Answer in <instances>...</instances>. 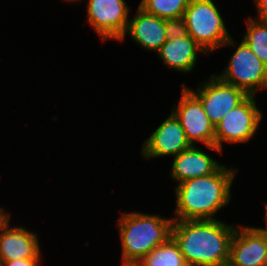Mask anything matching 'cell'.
<instances>
[{"instance_id": "cell-17", "label": "cell", "mask_w": 267, "mask_h": 266, "mask_svg": "<svg viewBox=\"0 0 267 266\" xmlns=\"http://www.w3.org/2000/svg\"><path fill=\"white\" fill-rule=\"evenodd\" d=\"M190 0H141L145 12L179 25Z\"/></svg>"}, {"instance_id": "cell-10", "label": "cell", "mask_w": 267, "mask_h": 266, "mask_svg": "<svg viewBox=\"0 0 267 266\" xmlns=\"http://www.w3.org/2000/svg\"><path fill=\"white\" fill-rule=\"evenodd\" d=\"M236 227L227 266H267V234L260 228Z\"/></svg>"}, {"instance_id": "cell-3", "label": "cell", "mask_w": 267, "mask_h": 266, "mask_svg": "<svg viewBox=\"0 0 267 266\" xmlns=\"http://www.w3.org/2000/svg\"><path fill=\"white\" fill-rule=\"evenodd\" d=\"M122 264H137L152 249L171 237L173 219L139 212L123 213L118 219Z\"/></svg>"}, {"instance_id": "cell-11", "label": "cell", "mask_w": 267, "mask_h": 266, "mask_svg": "<svg viewBox=\"0 0 267 266\" xmlns=\"http://www.w3.org/2000/svg\"><path fill=\"white\" fill-rule=\"evenodd\" d=\"M191 146L179 120L171 112L170 116L145 140L142 154L148 159L165 155L175 157Z\"/></svg>"}, {"instance_id": "cell-16", "label": "cell", "mask_w": 267, "mask_h": 266, "mask_svg": "<svg viewBox=\"0 0 267 266\" xmlns=\"http://www.w3.org/2000/svg\"><path fill=\"white\" fill-rule=\"evenodd\" d=\"M137 266H188L175 240L170 237L164 244L152 249Z\"/></svg>"}, {"instance_id": "cell-2", "label": "cell", "mask_w": 267, "mask_h": 266, "mask_svg": "<svg viewBox=\"0 0 267 266\" xmlns=\"http://www.w3.org/2000/svg\"><path fill=\"white\" fill-rule=\"evenodd\" d=\"M236 171L221 165L214 173L186 180L175 188L177 203L173 220H213L215 212L230 202Z\"/></svg>"}, {"instance_id": "cell-21", "label": "cell", "mask_w": 267, "mask_h": 266, "mask_svg": "<svg viewBox=\"0 0 267 266\" xmlns=\"http://www.w3.org/2000/svg\"><path fill=\"white\" fill-rule=\"evenodd\" d=\"M9 214L8 212L5 213V210L0 207V225L8 218Z\"/></svg>"}, {"instance_id": "cell-15", "label": "cell", "mask_w": 267, "mask_h": 266, "mask_svg": "<svg viewBox=\"0 0 267 266\" xmlns=\"http://www.w3.org/2000/svg\"><path fill=\"white\" fill-rule=\"evenodd\" d=\"M220 166L214 158L192 145L174 157L171 177L182 183L189 179L210 175Z\"/></svg>"}, {"instance_id": "cell-12", "label": "cell", "mask_w": 267, "mask_h": 266, "mask_svg": "<svg viewBox=\"0 0 267 266\" xmlns=\"http://www.w3.org/2000/svg\"><path fill=\"white\" fill-rule=\"evenodd\" d=\"M175 27L172 22L147 13L138 6L136 16L128 21L126 33L144 49L158 52Z\"/></svg>"}, {"instance_id": "cell-24", "label": "cell", "mask_w": 267, "mask_h": 266, "mask_svg": "<svg viewBox=\"0 0 267 266\" xmlns=\"http://www.w3.org/2000/svg\"><path fill=\"white\" fill-rule=\"evenodd\" d=\"M0 266H3V260L0 258Z\"/></svg>"}, {"instance_id": "cell-14", "label": "cell", "mask_w": 267, "mask_h": 266, "mask_svg": "<svg viewBox=\"0 0 267 266\" xmlns=\"http://www.w3.org/2000/svg\"><path fill=\"white\" fill-rule=\"evenodd\" d=\"M10 216L0 225V258L3 261L40 258L37 234L24 227H10Z\"/></svg>"}, {"instance_id": "cell-13", "label": "cell", "mask_w": 267, "mask_h": 266, "mask_svg": "<svg viewBox=\"0 0 267 266\" xmlns=\"http://www.w3.org/2000/svg\"><path fill=\"white\" fill-rule=\"evenodd\" d=\"M200 51L206 54L191 36L176 26L159 49L158 55L169 68L188 73L195 67L197 53Z\"/></svg>"}, {"instance_id": "cell-9", "label": "cell", "mask_w": 267, "mask_h": 266, "mask_svg": "<svg viewBox=\"0 0 267 266\" xmlns=\"http://www.w3.org/2000/svg\"><path fill=\"white\" fill-rule=\"evenodd\" d=\"M87 19L99 36L123 40L128 26L129 8L125 0H89Z\"/></svg>"}, {"instance_id": "cell-22", "label": "cell", "mask_w": 267, "mask_h": 266, "mask_svg": "<svg viewBox=\"0 0 267 266\" xmlns=\"http://www.w3.org/2000/svg\"><path fill=\"white\" fill-rule=\"evenodd\" d=\"M266 215H265V219H266V222H267V203H266ZM262 231H264L266 234H267V227H266V229H263V228H260Z\"/></svg>"}, {"instance_id": "cell-20", "label": "cell", "mask_w": 267, "mask_h": 266, "mask_svg": "<svg viewBox=\"0 0 267 266\" xmlns=\"http://www.w3.org/2000/svg\"><path fill=\"white\" fill-rule=\"evenodd\" d=\"M258 10V21L267 23V0H255Z\"/></svg>"}, {"instance_id": "cell-6", "label": "cell", "mask_w": 267, "mask_h": 266, "mask_svg": "<svg viewBox=\"0 0 267 266\" xmlns=\"http://www.w3.org/2000/svg\"><path fill=\"white\" fill-rule=\"evenodd\" d=\"M262 112L257 108L254 95H248L229 111L215 127L214 146L222 151V142L243 143L257 131Z\"/></svg>"}, {"instance_id": "cell-1", "label": "cell", "mask_w": 267, "mask_h": 266, "mask_svg": "<svg viewBox=\"0 0 267 266\" xmlns=\"http://www.w3.org/2000/svg\"><path fill=\"white\" fill-rule=\"evenodd\" d=\"M236 226L220 220H173L171 237L188 266H227Z\"/></svg>"}, {"instance_id": "cell-5", "label": "cell", "mask_w": 267, "mask_h": 266, "mask_svg": "<svg viewBox=\"0 0 267 266\" xmlns=\"http://www.w3.org/2000/svg\"><path fill=\"white\" fill-rule=\"evenodd\" d=\"M222 81L254 95L256 89H267V66L242 40L232 54L227 68L218 76Z\"/></svg>"}, {"instance_id": "cell-8", "label": "cell", "mask_w": 267, "mask_h": 266, "mask_svg": "<svg viewBox=\"0 0 267 266\" xmlns=\"http://www.w3.org/2000/svg\"><path fill=\"white\" fill-rule=\"evenodd\" d=\"M203 84L197 92L190 91L200 100L214 127L248 96L242 89L222 81L215 74Z\"/></svg>"}, {"instance_id": "cell-23", "label": "cell", "mask_w": 267, "mask_h": 266, "mask_svg": "<svg viewBox=\"0 0 267 266\" xmlns=\"http://www.w3.org/2000/svg\"><path fill=\"white\" fill-rule=\"evenodd\" d=\"M121 266H137V264H122Z\"/></svg>"}, {"instance_id": "cell-7", "label": "cell", "mask_w": 267, "mask_h": 266, "mask_svg": "<svg viewBox=\"0 0 267 266\" xmlns=\"http://www.w3.org/2000/svg\"><path fill=\"white\" fill-rule=\"evenodd\" d=\"M178 107L172 113L179 120L191 145L202 142L210 150L222 152L214 146L215 127L211 123L200 100L183 85Z\"/></svg>"}, {"instance_id": "cell-19", "label": "cell", "mask_w": 267, "mask_h": 266, "mask_svg": "<svg viewBox=\"0 0 267 266\" xmlns=\"http://www.w3.org/2000/svg\"><path fill=\"white\" fill-rule=\"evenodd\" d=\"M40 258L16 259L3 261V266H40Z\"/></svg>"}, {"instance_id": "cell-4", "label": "cell", "mask_w": 267, "mask_h": 266, "mask_svg": "<svg viewBox=\"0 0 267 266\" xmlns=\"http://www.w3.org/2000/svg\"><path fill=\"white\" fill-rule=\"evenodd\" d=\"M178 26L206 53L218 47L236 44L213 0H190Z\"/></svg>"}, {"instance_id": "cell-18", "label": "cell", "mask_w": 267, "mask_h": 266, "mask_svg": "<svg viewBox=\"0 0 267 266\" xmlns=\"http://www.w3.org/2000/svg\"><path fill=\"white\" fill-rule=\"evenodd\" d=\"M247 26L242 40L267 66V23L249 18Z\"/></svg>"}]
</instances>
